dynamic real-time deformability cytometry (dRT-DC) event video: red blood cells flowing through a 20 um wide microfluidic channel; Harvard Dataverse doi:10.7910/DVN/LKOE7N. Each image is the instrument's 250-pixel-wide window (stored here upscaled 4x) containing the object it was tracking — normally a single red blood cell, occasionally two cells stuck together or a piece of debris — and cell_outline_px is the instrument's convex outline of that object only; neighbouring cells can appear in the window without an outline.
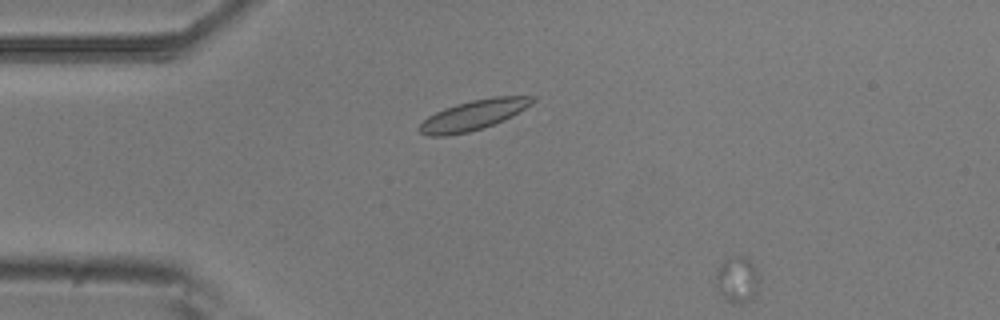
{"species": "common noctule bat (a hibernating species)", "species_latin": "Nyctalus noctula", "temperature_condition": "room temperature", "stored_images_in_passage": 2, "segment_of_instrument_passage": [2, 2], "camera_frame_rate_fps": 3000, "um_per_image_px": 0.085, "animal": {"sex": "male", "body_mass_g": 20.5, "forearm_length_mm": 52.5}, "frame": {"image": 1, "passage_image": 2, "time_ms": 1.0, "image_size_px": [1000, 320], "cell_outline_px": [[756, 292], [752, 296], [740, 304], [724, 300], [716, 284], [716, 272], [724, 264], [740, 256], [744, 256], [756, 268]], "centroid_in_image_um": [62.64, 23.82], "position_along_channel_um": 22.4, "area_um2": 10.64}}